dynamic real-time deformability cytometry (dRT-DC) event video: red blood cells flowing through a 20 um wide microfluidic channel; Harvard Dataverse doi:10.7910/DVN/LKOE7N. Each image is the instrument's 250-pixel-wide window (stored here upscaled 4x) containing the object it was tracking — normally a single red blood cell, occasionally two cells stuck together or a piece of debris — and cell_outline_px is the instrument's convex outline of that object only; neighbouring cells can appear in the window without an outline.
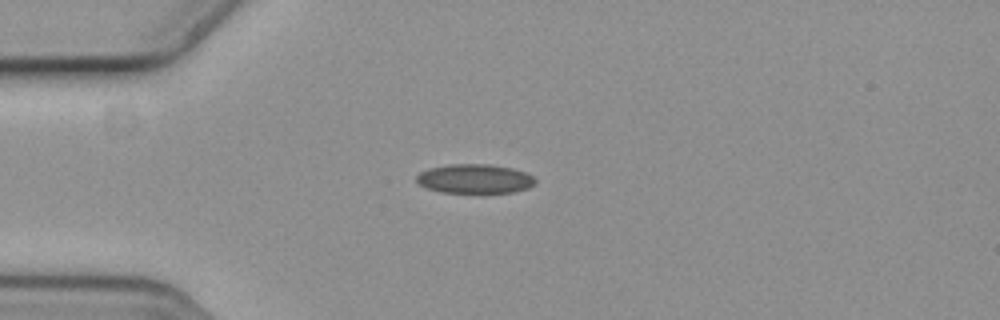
{"species": "common noctule bat (a hibernating species)", "species_latin": "Nyctalus noctula", "temperature_condition": "cold", "stored_images_in_passage": 40, "camera_frame_rate_fps": 3000, "um_per_image_px": 0.085, "animal": {"sex": "female", "body_mass_g": 19.3, "forearm_length_mm": 54.1}, "frame": {"image": 1, "passage_image": 1, "time_ms": 0.0, "image_size_px": [1000, 320], "cell_outline_px": [[536, 184], [528, 188], [512, 192], [440, 192], [428, 188], [420, 184], [416, 180], [416, 176], [420, 172], [428, 168], [448, 164], [488, 164], [512, 168], [524, 172], [532, 176], [536, 180]], "centroid_in_image_um": [40.35, 15.18], "position_along_channel_um": 44.7, "area_um2": 20.11}}
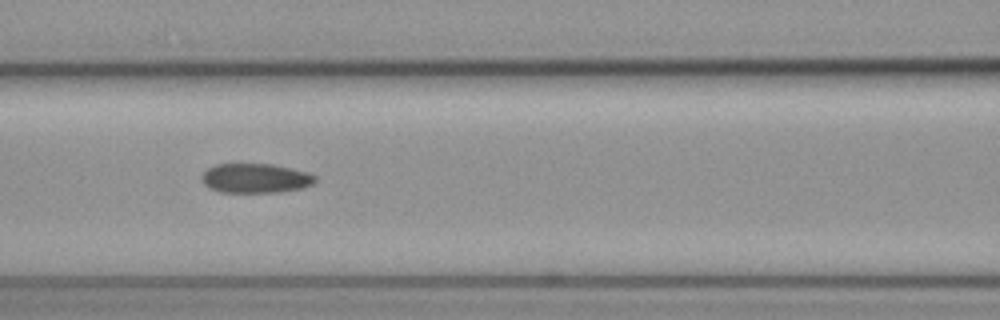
{"frame": {"image": 2, "passage_image": 11, "time_ms": 3.333, "image_size_px": [1000, 320], "cell_outline_px": [[316, 180], [312, 184], [300, 188], [280, 192], [220, 192], [204, 184], [200, 180], [200, 176], [208, 168], [216, 164], [272, 164], [308, 172], [316, 176]], "centroid_in_image_um": [21.7, 15.14], "position_along_channel_um": 144.9, "area_um2": 19.42}}
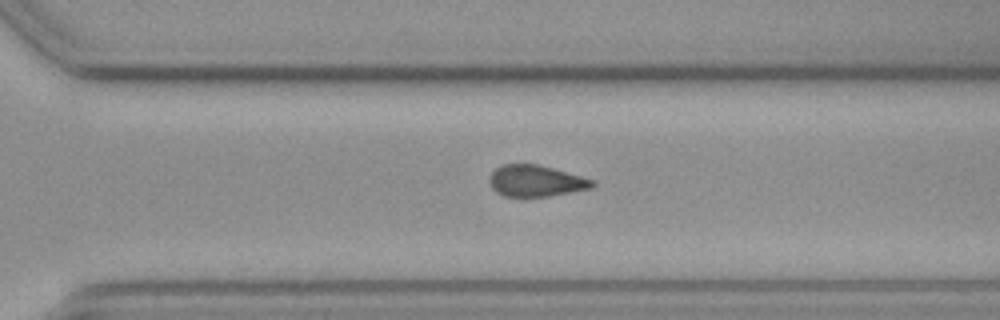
{"frame": {"image": 3, "passage_image": 26, "time_ms": 8.333, "image_size_px": [1000, 320], "cell_outline_px": [[596, 184], [592, 188], [548, 196], [524, 200], [504, 196], [496, 192], [492, 188], [488, 180], [492, 172], [500, 164], [536, 164], [552, 168], [596, 180]], "centroid_in_image_um": [45.51, 15.42], "position_along_channel_um": 325.1, "area_um2": 19.42}}